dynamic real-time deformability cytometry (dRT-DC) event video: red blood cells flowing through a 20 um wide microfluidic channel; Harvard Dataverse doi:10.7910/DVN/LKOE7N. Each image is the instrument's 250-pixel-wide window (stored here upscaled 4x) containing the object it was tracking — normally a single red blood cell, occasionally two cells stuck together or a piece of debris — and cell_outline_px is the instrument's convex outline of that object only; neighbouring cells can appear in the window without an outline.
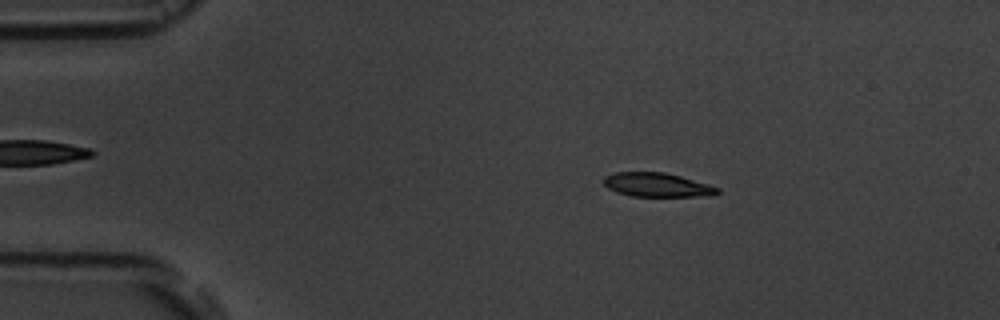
{"species": "common noctule bat (a hibernating species)", "species_latin": "Nyctalus noctula", "temperature_condition": "room temperature", "stored_images_in_passage": 3, "camera_frame_rate_fps": 3000, "um_per_image_px": 0.085, "animal": {"sex": "male", "body_mass_g": 19.5, "forearm_length_mm": 54.6}, "frame": {"image": 1, "passage_image": 1, "time_ms": 0.0, "image_size_px": [1000, 320], "cell_outline_px": [[720, 192], [708, 196], [632, 196], [616, 192], [608, 188], [604, 184], [604, 176], [616, 172], [664, 172], [680, 176], [708, 184], [720, 188]], "centroid_in_image_um": [55.85, 15.71], "position_along_channel_um": 29.2, "area_um2": 15.84}}